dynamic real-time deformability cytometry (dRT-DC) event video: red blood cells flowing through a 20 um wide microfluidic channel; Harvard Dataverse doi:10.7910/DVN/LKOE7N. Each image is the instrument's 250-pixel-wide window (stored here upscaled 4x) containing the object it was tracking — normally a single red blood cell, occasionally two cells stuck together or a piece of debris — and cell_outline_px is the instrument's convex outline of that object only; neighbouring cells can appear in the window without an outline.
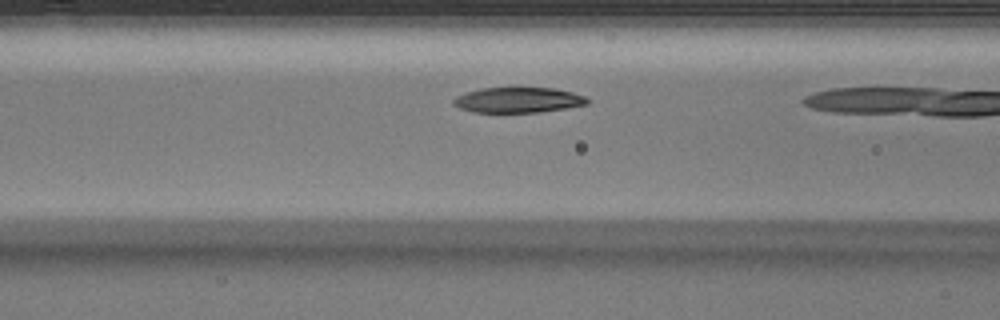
{"species": "Egyptian fruit bat (a non-hibernating species)", "species_latin": "Rousettus aegyptiacus", "temperature_condition": "warm", "stored_images_in_passage": 9, "camera_frame_rate_fps": 3000, "um_per_image_px": 0.085, "animal": {"sex": "male"}, "frame": {"image": 1, "passage_image": 8, "time_ms": 2.333, "image_size_px": [1000, 320], "cell_outline_px": [[588, 104], [540, 112], [472, 112], [460, 108], [452, 104], [452, 100], [456, 96], [480, 88], [512, 84], [516, 84], [552, 88], [572, 92], [584, 96], [588, 100]], "centroid_in_image_um": [43.99, 8.44], "position_along_channel_um": 122.6, "area_um2": 20.69}}